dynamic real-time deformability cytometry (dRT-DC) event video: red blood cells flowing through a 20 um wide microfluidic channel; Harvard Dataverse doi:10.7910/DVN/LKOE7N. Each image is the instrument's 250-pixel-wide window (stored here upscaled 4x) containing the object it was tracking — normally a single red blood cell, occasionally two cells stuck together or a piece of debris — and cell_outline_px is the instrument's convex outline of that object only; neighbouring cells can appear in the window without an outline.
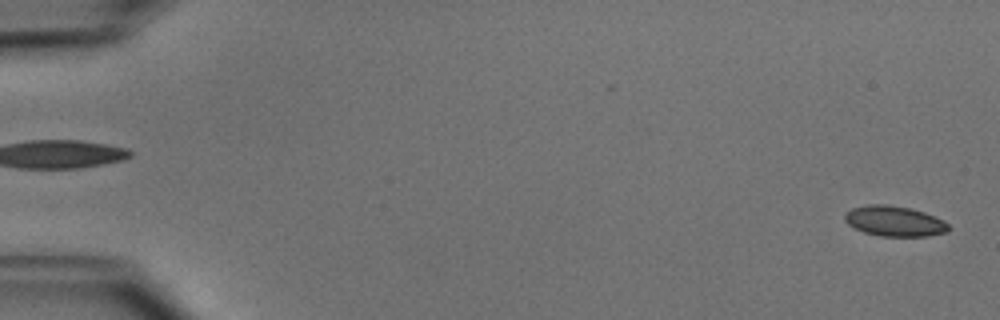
{"species": "common noctule bat (a hibernating species)", "species_latin": "Nyctalus noctula", "temperature_condition": "cold", "stored_images_in_passage": 50, "camera_frame_rate_fps": 3000, "um_per_image_px": 0.085, "animal": {"sex": "male", "body_mass_g": 15.6}, "frame": {"image": 1, "passage_image": 1, "time_ms": 0.0, "image_size_px": [1000, 320], "cell_outline_px": [[948, 232], [928, 236], [880, 236], [864, 232], [848, 224], [844, 220], [844, 216], [852, 208], [868, 204], [888, 204], [908, 208], [924, 212], [944, 220], [948, 224]], "centroid_in_image_um": [76.03, 18.8], "position_along_channel_um": 9.0, "area_um2": 18.26}}
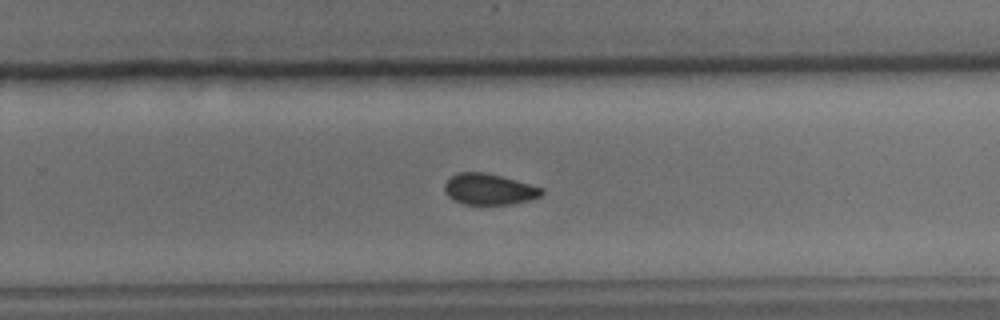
{"frame": {"image": 2, "passage_image": 33, "time_ms": 10.667, "image_size_px": [1000, 320], "cell_outline_px": [[544, 192], [540, 196], [532, 200], [508, 204], [464, 204], [448, 196], [444, 192], [444, 184], [456, 172], [484, 172], [504, 176], [544, 188]], "centroid_in_image_um": [41.6, 16.07], "position_along_channel_um": 288.2, "area_um2": 17.69}}
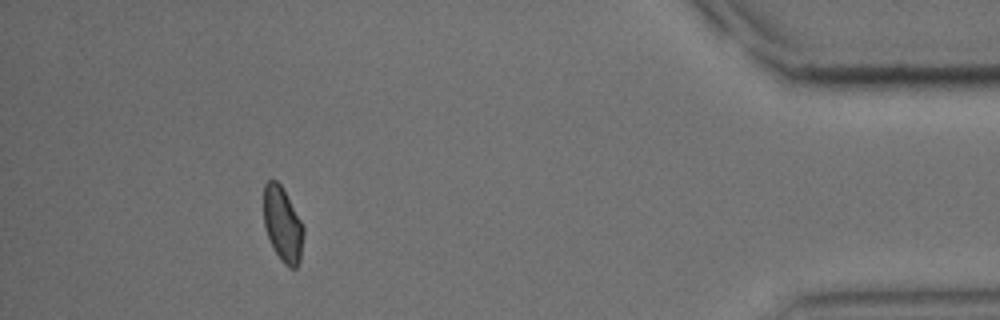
{"frame": {"image": 3, "passage_image": 46, "time_ms": 15.0, "image_size_px": [1000, 320], "cell_outline_px": [[304, 236], [300, 260], [296, 268], [288, 268], [280, 260], [272, 248], [264, 228], [264, 184], [268, 180], [276, 180], [280, 184], [300, 220], [304, 228]], "centroid_in_image_um": [24.01, 19.13], "position_along_channel_um": 411.2, "area_um2": 17.4}, "authors_computed_cell_mechanics": {"area_um2": 18.2648, "velocity_mm_per_s": 4.0027, "shape_relaxation_time_tau1_ms": 3.5276, "shape_relaxation_time_tau2_ms": null, "deformation_change_tau1": 0.0752, "deformation_change_tau2": null}}